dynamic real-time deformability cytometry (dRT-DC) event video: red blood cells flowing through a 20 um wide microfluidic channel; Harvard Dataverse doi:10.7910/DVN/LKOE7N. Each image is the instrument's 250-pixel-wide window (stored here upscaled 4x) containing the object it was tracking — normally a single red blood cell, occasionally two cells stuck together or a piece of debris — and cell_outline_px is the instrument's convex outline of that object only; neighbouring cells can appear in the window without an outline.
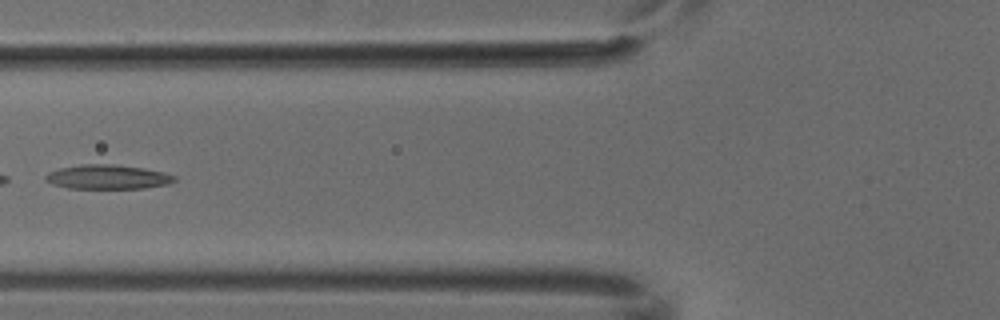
{"species": "common noctule bat (a hibernating species)", "species_latin": "Nyctalus noctula", "temperature_condition": "cold", "stored_images_in_passage": 5, "camera_frame_rate_fps": 3000, "um_per_image_px": 0.085, "animal": {"sex": "male", "body_mass_g": 18.8}, "frame": {"image": 1, "passage_image": 5, "time_ms": 1.333, "image_size_px": [1000, 320], "cell_outline_px": [[176, 180], [168, 184], [144, 188], [68, 188], [52, 184], [44, 180], [44, 176], [48, 172], [60, 168], [80, 164], [112, 164], [144, 168], [164, 172], [176, 176]], "centroid_in_image_um": [9.13, 15.03], "position_along_channel_um": 116.7, "area_um2": 18.32}}